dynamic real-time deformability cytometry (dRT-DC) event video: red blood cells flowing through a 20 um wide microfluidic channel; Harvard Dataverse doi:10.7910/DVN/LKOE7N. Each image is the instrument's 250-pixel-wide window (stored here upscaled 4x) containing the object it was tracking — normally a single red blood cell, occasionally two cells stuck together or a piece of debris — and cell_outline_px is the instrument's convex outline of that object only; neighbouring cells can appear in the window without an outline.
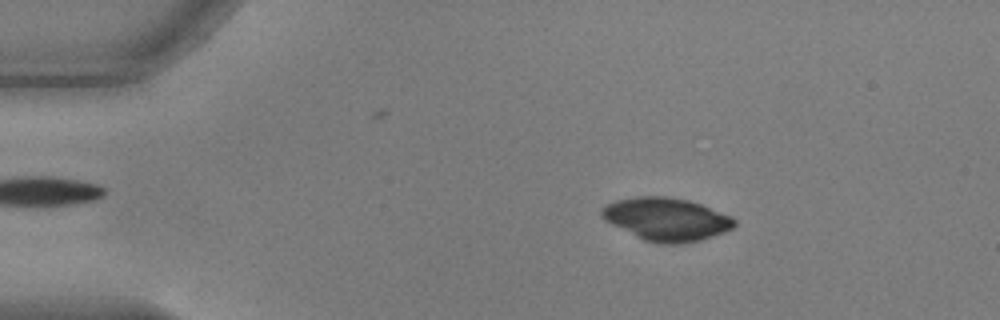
{"species": "common noctule bat (a hibernating species)", "species_latin": "Nyctalus noctula", "temperature_condition": "warm", "stored_images_in_passage": 55, "camera_frame_rate_fps": 3000, "um_per_image_px": 0.085, "animal": {"sex": "male", "body_mass_g": 17.9, "forearm_length_mm": 54.2}, "frame": {"image": 1, "passage_image": 9, "time_ms": 2.667, "image_size_px": [1000, 320], "cell_outline_px": [[736, 224], [732, 228], [724, 232], [700, 240], [680, 244], [656, 244], [644, 240], [604, 220], [600, 216], [600, 208], [616, 200], [636, 196], [664, 196], [688, 200], [700, 204], [732, 216], [736, 220]], "centroid_in_image_um": [56.63, 18.63], "position_along_channel_um": 28.4, "area_um2": 33.23}}
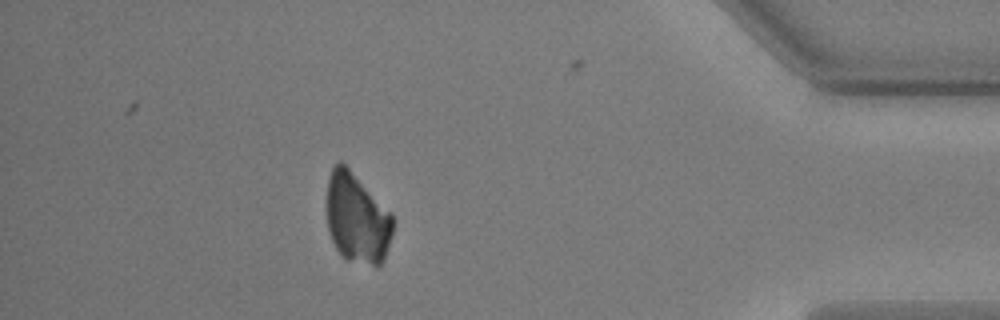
{"frame": {"image": 2, "passage_image": 48, "time_ms": 15.667, "image_size_px": [1000, 320], "cell_outline_px": [[396, 220], [384, 260], [380, 264], [372, 264], [348, 260], [336, 248], [328, 232], [328, 180], [332, 168], [340, 160], [392, 212]], "centroid_in_image_um": [30.38, 18.55], "position_along_channel_um": 404.8, "area_um2": 34.33}}